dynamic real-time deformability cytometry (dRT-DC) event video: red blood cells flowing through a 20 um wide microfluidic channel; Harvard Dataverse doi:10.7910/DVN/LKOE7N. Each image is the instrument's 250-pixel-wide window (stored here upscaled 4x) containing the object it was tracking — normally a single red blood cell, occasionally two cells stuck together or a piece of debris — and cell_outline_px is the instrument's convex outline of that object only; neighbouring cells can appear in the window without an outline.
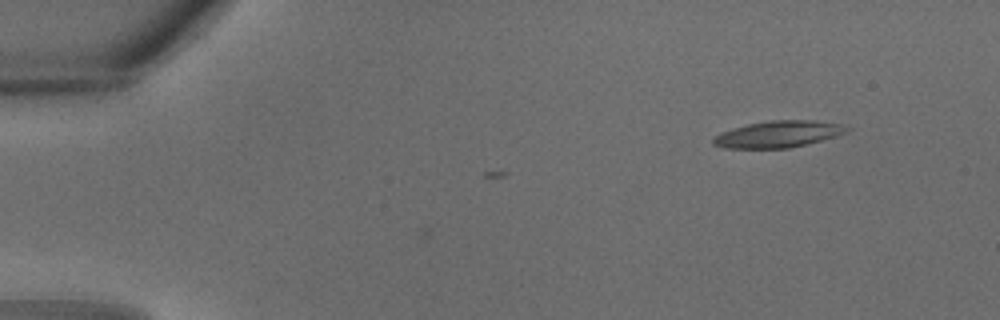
{"species": "common noctule bat (a hibernating species)", "species_latin": "Nyctalus noctula", "temperature_condition": "warm", "stored_images_in_passage": 3, "camera_frame_rate_fps": 3000, "um_per_image_px": 0.085, "animal": {"sex": "male", "body_mass_g": 18.8}, "frame": {"image": 1, "passage_image": 1, "time_ms": 0.0, "image_size_px": [1000, 320], "cell_outline_px": [[852, 128], [848, 132], [836, 136], [788, 148], [728, 148], [712, 144], [712, 140], [720, 132], [732, 128], [748, 124], [768, 120], [812, 120], [848, 124]], "centroid_in_image_um": [66.21, 11.38], "position_along_channel_um": 18.8, "area_um2": 20.81}}